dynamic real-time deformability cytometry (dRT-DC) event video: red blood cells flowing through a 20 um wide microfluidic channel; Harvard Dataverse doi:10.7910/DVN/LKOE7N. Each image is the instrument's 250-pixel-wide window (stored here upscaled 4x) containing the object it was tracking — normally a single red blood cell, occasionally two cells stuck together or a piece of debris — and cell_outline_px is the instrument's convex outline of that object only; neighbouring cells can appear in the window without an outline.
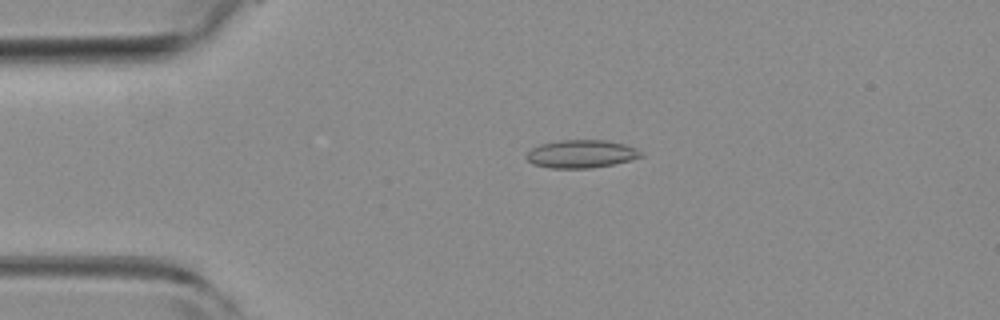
{"species": "common noctule bat (a hibernating species)", "species_latin": "Nyctalus noctula", "temperature_condition": "room temperature", "stored_images_in_passage": 4, "camera_frame_rate_fps": 3000, "um_per_image_px": 0.085, "animal": {"sex": "female", "body_mass_g": 19.3, "forearm_length_mm": 54.1}, "frame": {"image": 1, "passage_image": 3, "time_ms": 0.667, "image_size_px": [1000, 320], "cell_outline_px": [[644, 156], [612, 164], [592, 168], [548, 168], [532, 164], [524, 156], [532, 148], [540, 144], [560, 140], [604, 140], [624, 144], [636, 148]], "centroid_in_image_um": [49.36, 13.08], "position_along_channel_um": 35.6, "area_um2": 18.61}}